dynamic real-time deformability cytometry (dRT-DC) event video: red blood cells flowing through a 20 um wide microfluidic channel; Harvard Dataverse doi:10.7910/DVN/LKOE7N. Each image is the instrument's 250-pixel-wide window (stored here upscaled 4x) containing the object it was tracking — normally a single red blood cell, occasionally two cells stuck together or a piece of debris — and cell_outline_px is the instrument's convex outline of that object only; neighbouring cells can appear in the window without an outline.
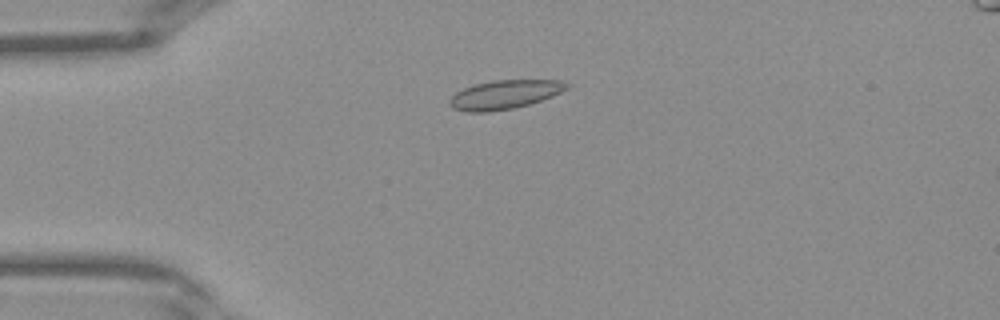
{"species": "Egyptian fruit bat (a non-hibernating species)", "species_latin": "Rousettus aegyptiacus", "temperature_condition": "warm", "stored_images_in_passage": 34, "camera_frame_rate_fps": 3000, "um_per_image_px": 0.085, "frame": {"image": 1, "passage_image": 3, "time_ms": 0.667, "image_size_px": [1000, 320], "cell_outline_px": [[572, 84], [568, 88], [552, 96], [528, 104], [512, 108], [488, 112], [468, 112], [452, 108], [448, 104], [448, 100], [456, 92], [472, 84], [492, 80], [560, 80]], "centroid_in_image_um": [42.86, 8.03], "position_along_channel_um": 42.1, "area_um2": 19.77}}
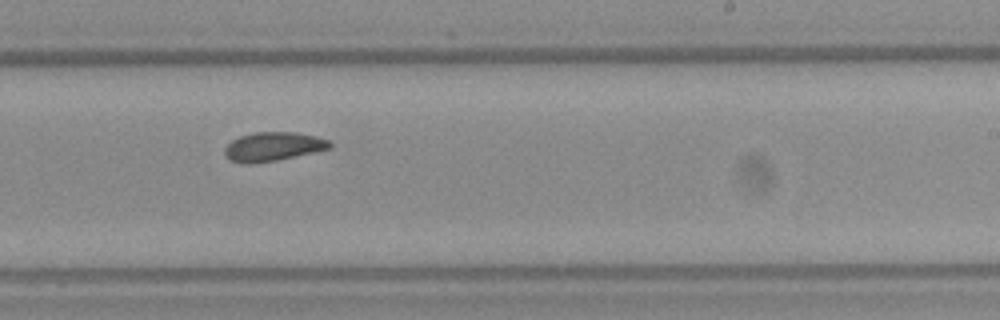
{"frame": {"image": 2, "passage_image": 18, "time_ms": 5.667, "image_size_px": [1000, 320], "cell_outline_px": [[332, 148], [276, 160], [248, 164], [240, 164], [228, 160], [224, 156], [224, 148], [232, 140], [240, 136], [256, 132], [296, 132], [316, 136], [328, 140], [332, 144]], "centroid_in_image_um": [23.17, 12.47], "position_along_channel_um": 265.8, "area_um2": 17.8}}
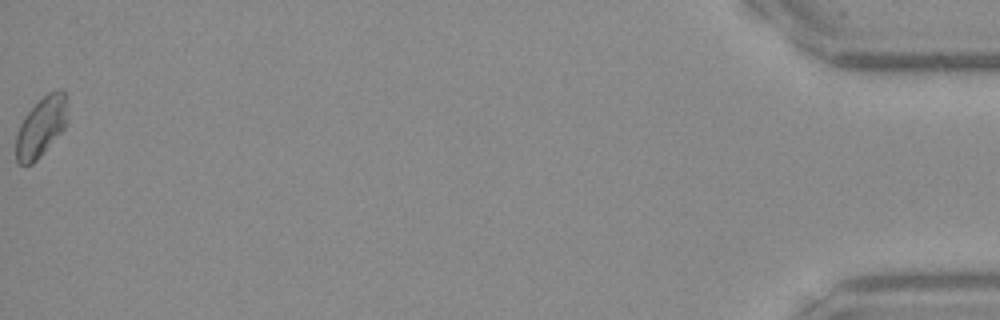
{"frame": {"image": 3, "passage_image": 34, "time_ms": 11.0, "image_size_px": [1000, 320], "cell_outline_px": [[68, 120], [64, 128], [40, 156], [32, 164], [20, 164], [16, 160], [16, 136], [20, 124], [24, 116], [48, 92], [60, 88], [64, 92], [68, 100]], "centroid_in_image_um": [3.53, 10.75], "position_along_channel_um": 431.7, "area_um2": 17.92}}